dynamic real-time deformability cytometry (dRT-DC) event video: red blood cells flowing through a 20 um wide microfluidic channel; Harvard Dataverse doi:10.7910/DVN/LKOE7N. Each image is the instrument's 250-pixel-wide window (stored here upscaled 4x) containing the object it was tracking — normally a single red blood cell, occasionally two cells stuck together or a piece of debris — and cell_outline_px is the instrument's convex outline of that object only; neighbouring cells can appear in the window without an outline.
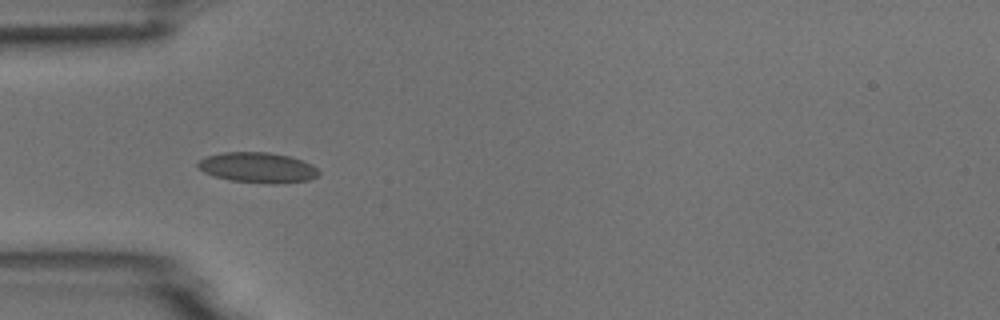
{"species": "common noctule bat (a hibernating species)", "species_latin": "Nyctalus noctula", "temperature_condition": "room temperature", "stored_images_in_passage": 3, "camera_frame_rate_fps": 3000, "um_per_image_px": 0.085, "animal": {"sex": "male", "body_mass_g": 18.8}, "frame": {"image": 1, "passage_image": 1, "time_ms": 0.0, "image_size_px": [1000, 320], "cell_outline_px": [[320, 176], [308, 180], [284, 184], [272, 184], [228, 180], [204, 172], [196, 164], [200, 160], [208, 156], [224, 152], [268, 152], [288, 156], [304, 160], [312, 164], [320, 172]], "centroid_in_image_um": [21.97, 14.25], "position_along_channel_um": 63.0, "area_um2": 21.5}}